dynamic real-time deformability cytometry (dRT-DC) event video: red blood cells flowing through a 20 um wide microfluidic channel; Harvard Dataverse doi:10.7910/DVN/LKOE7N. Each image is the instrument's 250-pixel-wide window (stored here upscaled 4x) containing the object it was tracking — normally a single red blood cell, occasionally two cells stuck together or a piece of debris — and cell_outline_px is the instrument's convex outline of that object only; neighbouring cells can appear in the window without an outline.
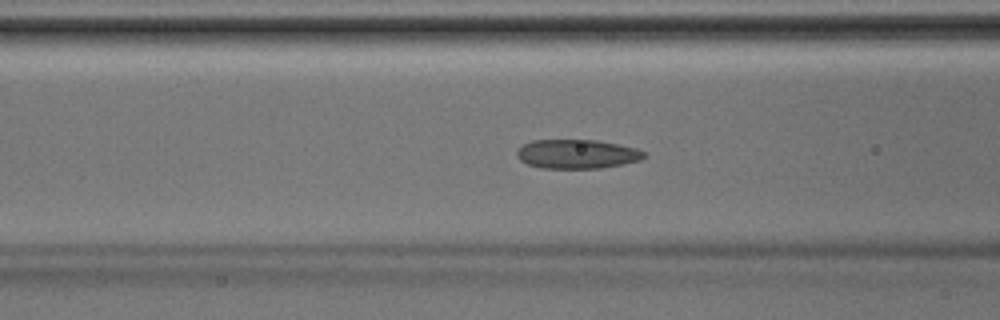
{"species": "Egyptian fruit bat (a non-hibernating species)", "species_latin": "Rousettus aegyptiacus", "temperature_condition": "room temperature", "stored_images_in_passage": 32, "camera_frame_rate_fps": 3000, "um_per_image_px": 0.085, "animal": {"sex": "male"}, "frame": {"image": 1, "passage_image": 6, "time_ms": 1.667, "image_size_px": [1000, 320], "cell_outline_px": [[648, 156], [640, 160], [600, 168], [540, 168], [528, 164], [520, 160], [516, 156], [516, 152], [524, 144], [532, 140], [596, 140], [636, 148], [644, 152]], "centroid_in_image_um": [49.03, 13.09], "position_along_channel_um": 117.6, "area_um2": 21.44}}
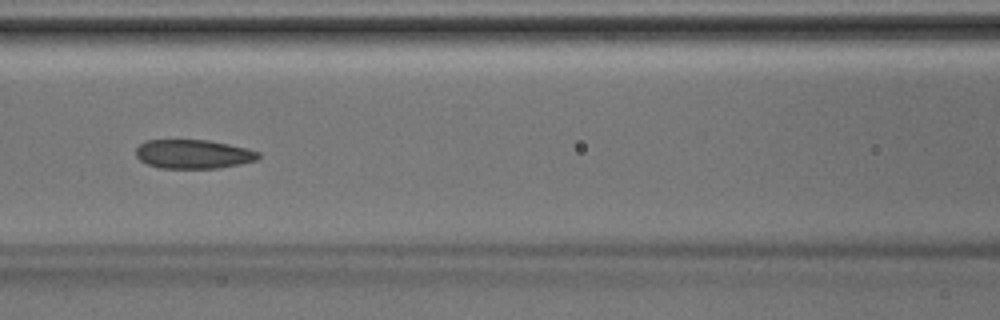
{"frame": {"image": 2, "passage_image": 8, "time_ms": 2.333, "image_size_px": [1000, 320], "cell_outline_px": [[260, 156], [256, 160], [240, 164], [216, 168], [160, 168], [148, 164], [140, 160], [136, 156], [136, 148], [140, 144], [148, 140], [208, 140], [248, 148], [260, 152]], "centroid_in_image_um": [16.44, 13.09], "position_along_channel_um": 150.2, "area_um2": 20.63}}
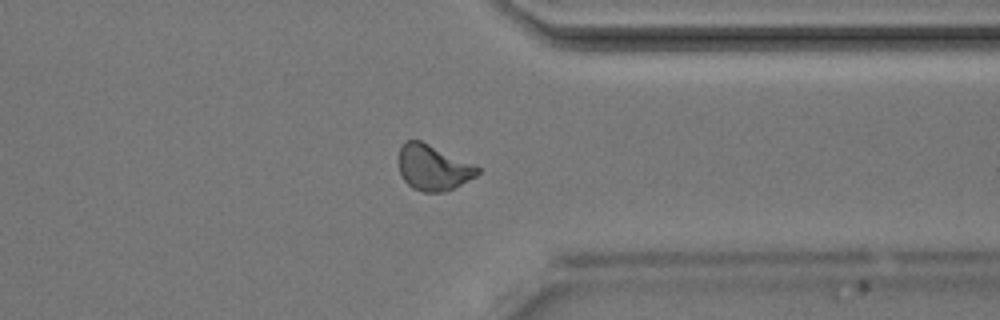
{"frame": {"image": 3, "passage_image": 22, "time_ms": 7.0, "image_size_px": [1000, 320], "cell_outline_px": [[480, 172], [476, 176], [444, 192], [424, 192], [412, 188], [404, 180], [400, 172], [400, 148], [404, 140], [420, 140], [476, 164], [480, 168]], "centroid_in_image_um": [36.84, 14.23], "position_along_channel_um": 374.6, "area_um2": 20.87}}